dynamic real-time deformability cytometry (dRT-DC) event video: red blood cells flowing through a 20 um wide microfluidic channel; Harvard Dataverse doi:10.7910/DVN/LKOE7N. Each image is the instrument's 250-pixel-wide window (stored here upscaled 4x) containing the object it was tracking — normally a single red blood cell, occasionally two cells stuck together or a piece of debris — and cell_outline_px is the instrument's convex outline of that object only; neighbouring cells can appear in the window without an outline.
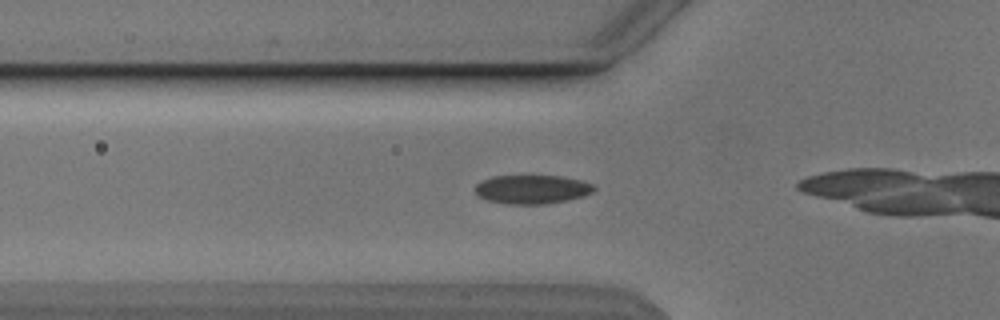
{"species": "Egyptian fruit bat (a non-hibernating species)", "species_latin": "Rousettus aegyptiacus", "temperature_condition": "cold", "stored_images_in_passage": 7, "camera_frame_rate_fps": 3000, "um_per_image_px": 0.085, "animal": {"sex": "male"}, "frame": {"image": 1, "passage_image": 2, "time_ms": 0.333, "image_size_px": [1000, 320], "cell_outline_px": [[596, 188], [592, 192], [584, 196], [568, 200], [544, 204], [508, 204], [488, 200], [480, 196], [476, 192], [476, 184], [480, 180], [492, 176], [560, 176], [580, 180], [596, 184]], "centroid_in_image_um": [45.25, 16.09], "position_along_channel_um": 80.5, "area_um2": 20.0}}
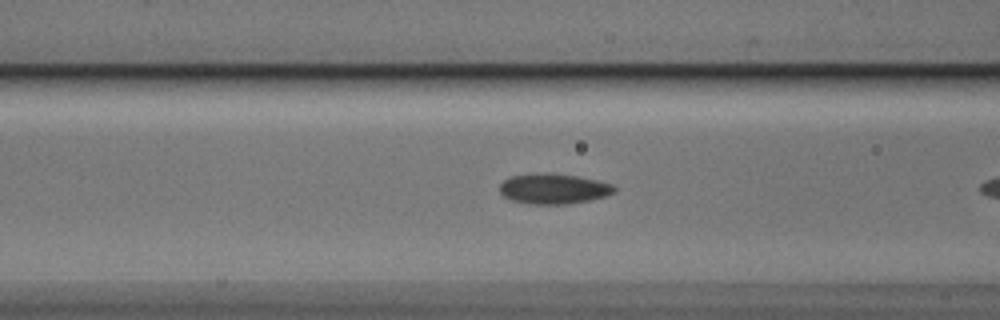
{"frame": {"image": 2, "passage_image": 5, "time_ms": 1.333, "image_size_px": [1000, 320], "cell_outline_px": [[616, 192], [604, 196], [588, 200], [568, 204], [536, 204], [512, 200], [504, 196], [500, 192], [500, 184], [504, 180], [512, 176], [548, 172], [556, 172], [596, 180], [612, 184], [616, 188]], "centroid_in_image_um": [47.07, 16.03], "position_along_channel_um": 119.5, "area_um2": 20.11}}